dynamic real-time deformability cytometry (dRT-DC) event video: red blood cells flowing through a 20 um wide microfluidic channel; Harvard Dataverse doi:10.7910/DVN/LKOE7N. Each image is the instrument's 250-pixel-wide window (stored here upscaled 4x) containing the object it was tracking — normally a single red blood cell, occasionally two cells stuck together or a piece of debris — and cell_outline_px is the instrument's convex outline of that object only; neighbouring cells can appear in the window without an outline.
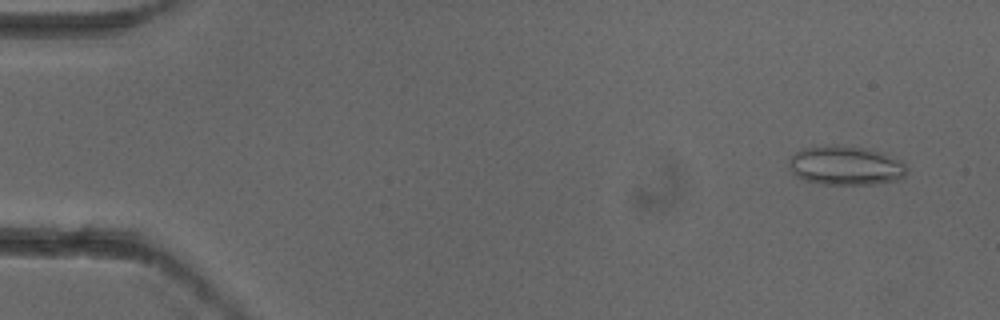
{"species": "common noctule bat (a hibernating species)", "species_latin": "Nyctalus noctula", "temperature_condition": "cold", "stored_images_in_passage": 2, "camera_frame_rate_fps": 3000, "um_per_image_px": 0.085, "animal": {"sex": "female"}, "frame": {"image": 1, "passage_image": 1, "time_ms": 0.0, "image_size_px": [1000, 320], "cell_outline_px": [[908, 172], [900, 180], [872, 184], [824, 184], [804, 180], [796, 176], [792, 172], [788, 164], [788, 160], [800, 148], [832, 144], [836, 144], [864, 148], [884, 152], [900, 160], [908, 168]], "centroid_in_image_um": [71.89, 14.06], "position_along_channel_um": 13.1, "area_um2": 27.28}}